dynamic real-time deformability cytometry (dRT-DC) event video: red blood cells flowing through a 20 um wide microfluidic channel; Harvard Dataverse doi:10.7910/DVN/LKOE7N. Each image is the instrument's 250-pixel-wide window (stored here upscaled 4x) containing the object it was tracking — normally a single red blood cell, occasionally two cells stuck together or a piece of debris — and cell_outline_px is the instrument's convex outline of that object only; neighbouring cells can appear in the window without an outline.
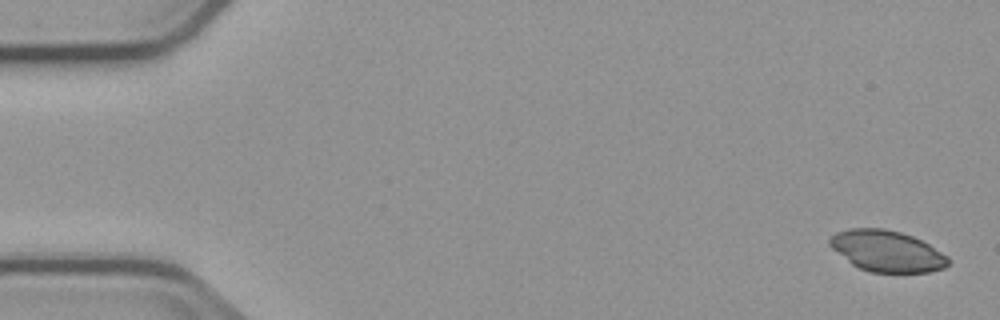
{"species": "common noctule bat (a hibernating species)", "species_latin": "Nyctalus noctula", "temperature_condition": "cold", "stored_images_in_passage": 3, "camera_frame_rate_fps": 3000, "um_per_image_px": 0.085, "animal": {"sex": "male", "body_mass_g": 23.1, "forearm_length_mm": 52.7}, "frame": {"image": 1, "passage_image": 3, "time_ms": 2.333, "image_size_px": [1000, 320], "cell_outline_px": [[948, 264], [944, 268], [928, 272], [872, 272], [860, 268], [852, 264], [832, 248], [828, 244], [828, 240], [836, 232], [848, 228], [884, 228], [900, 232], [912, 236], [928, 244], [948, 256]], "centroid_in_image_um": [75.37, 21.33], "position_along_channel_um": 9.6, "area_um2": 28.21}}